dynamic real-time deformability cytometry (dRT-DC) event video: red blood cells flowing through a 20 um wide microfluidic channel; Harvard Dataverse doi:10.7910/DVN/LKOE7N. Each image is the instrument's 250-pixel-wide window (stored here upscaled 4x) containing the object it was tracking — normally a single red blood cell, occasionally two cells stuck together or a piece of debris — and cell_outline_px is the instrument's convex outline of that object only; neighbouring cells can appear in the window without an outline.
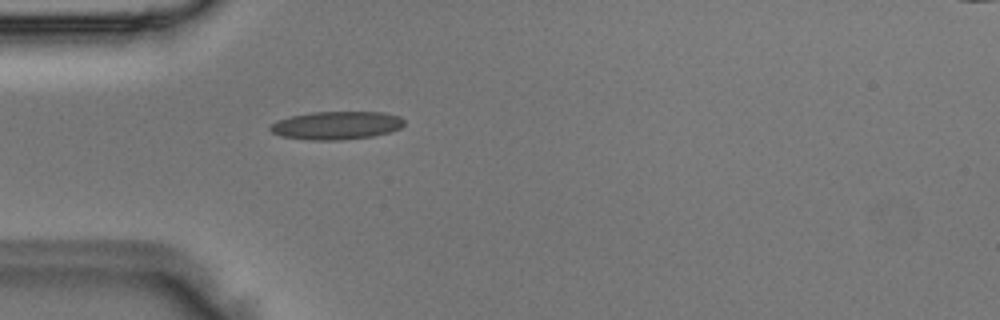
{"species": "Egyptian fruit bat (a non-hibernating species)", "species_latin": "Rousettus aegyptiacus", "temperature_condition": "room temperature", "stored_images_in_passage": 1, "camera_frame_rate_fps": 3000, "um_per_image_px": 0.085, "animal": {"sex": "male"}, "frame": {"image": 1, "passage_image": 1, "time_ms": 0.0, "image_size_px": [1000, 320], "cell_outline_px": [[404, 124], [400, 128], [388, 132], [372, 136], [340, 140], [308, 140], [280, 136], [272, 132], [268, 128], [276, 120], [292, 116], [312, 112], [384, 112], [400, 116], [404, 120]], "centroid_in_image_um": [28.58, 10.66], "position_along_channel_um": 56.4, "area_um2": 21.96}}